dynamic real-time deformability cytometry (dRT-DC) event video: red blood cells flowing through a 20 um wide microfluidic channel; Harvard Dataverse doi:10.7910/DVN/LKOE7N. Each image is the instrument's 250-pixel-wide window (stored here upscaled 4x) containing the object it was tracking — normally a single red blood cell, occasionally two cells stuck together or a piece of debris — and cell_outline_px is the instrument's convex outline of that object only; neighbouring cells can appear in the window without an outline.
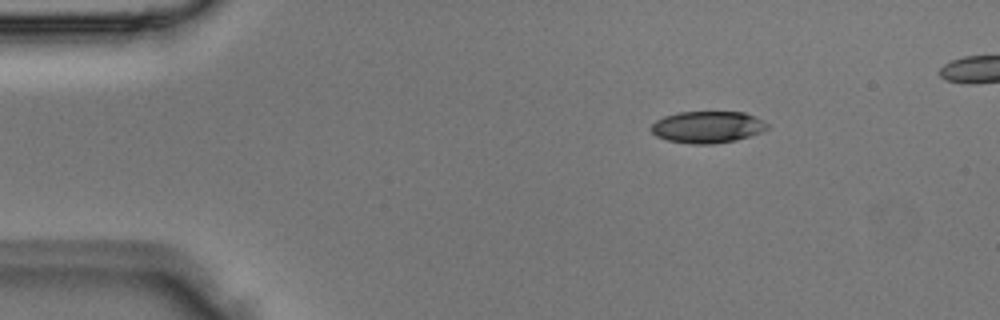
{"species": "Egyptian fruit bat (a non-hibernating species)", "species_latin": "Rousettus aegyptiacus", "temperature_condition": "room temperature", "stored_images_in_passage": 2, "camera_frame_rate_fps": 3000, "um_per_image_px": 0.085, "animal": {"sex": "male"}, "frame": {"image": 1, "passage_image": 2, "time_ms": 0.333, "image_size_px": [1000, 320], "cell_outline_px": [[768, 128], [760, 132], [736, 140], [712, 144], [692, 144], [668, 140], [656, 136], [648, 128], [656, 120], [664, 116], [676, 112], [744, 112], [768, 124]], "centroid_in_image_um": [60.07, 10.8], "position_along_channel_um": 24.9, "area_um2": 21.39}}